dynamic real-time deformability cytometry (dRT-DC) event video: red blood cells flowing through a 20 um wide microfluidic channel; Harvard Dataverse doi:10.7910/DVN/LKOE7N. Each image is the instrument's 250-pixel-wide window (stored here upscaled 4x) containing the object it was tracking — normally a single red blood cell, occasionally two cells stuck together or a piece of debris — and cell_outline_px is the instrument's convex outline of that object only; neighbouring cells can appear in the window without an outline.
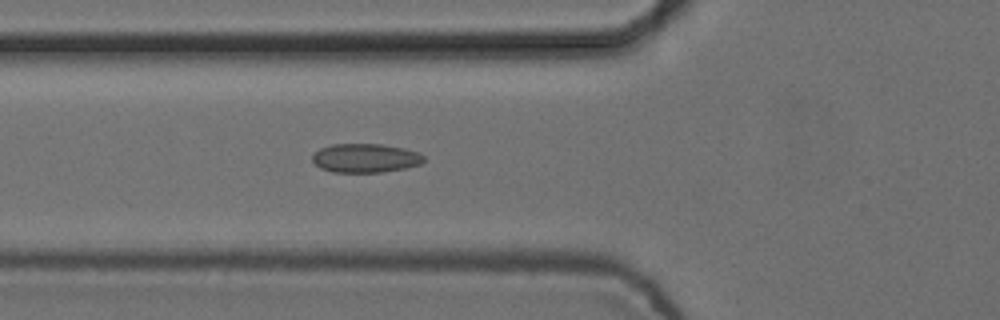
{"species": "common noctule bat (a hibernating species)", "species_latin": "Nyctalus noctula", "temperature_condition": "cold", "stored_images_in_passage": 6, "camera_frame_rate_fps": 3000, "um_per_image_px": 0.085, "animal": {"sex": "female", "body_mass_g": 24.6, "forearm_length_mm": 56.2}, "frame": {"image": 1, "passage_image": 6, "time_ms": 1.667, "image_size_px": [1000, 320], "cell_outline_px": [[424, 160], [420, 164], [404, 168], [380, 172], [332, 172], [320, 168], [312, 160], [312, 156], [320, 148], [332, 144], [380, 144], [404, 148], [416, 152], [424, 156]], "centroid_in_image_um": [31.03, 13.43], "position_along_channel_um": 94.8, "area_um2": 18.61}}